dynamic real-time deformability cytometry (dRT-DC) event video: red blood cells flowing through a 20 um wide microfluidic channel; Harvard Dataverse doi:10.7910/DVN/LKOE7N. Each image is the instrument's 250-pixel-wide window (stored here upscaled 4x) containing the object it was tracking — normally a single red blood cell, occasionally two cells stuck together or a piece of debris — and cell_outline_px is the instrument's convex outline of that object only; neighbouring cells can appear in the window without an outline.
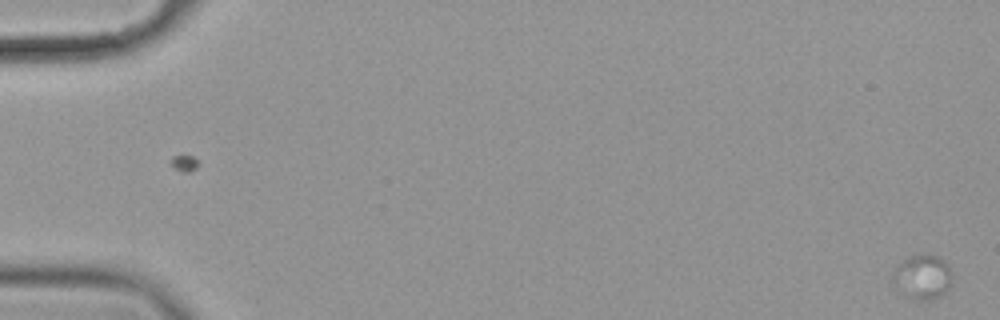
{"species": "common noctule bat (a hibernating species)", "species_latin": "Nyctalus noctula", "temperature_condition": "cold", "stored_images_in_passage": 9, "camera_frame_rate_fps": 3000, "um_per_image_px": 0.085, "animal": {"sex": "female", "body_mass_g": 19.9}, "frame": {"image": 1, "passage_image": 1, "time_ms": 0.0, "image_size_px": [1000, 320], "cell_outline_px": [[952, 276], [948, 288], [940, 296], [928, 300], [912, 300], [904, 296], [892, 280], [892, 276], [896, 268], [904, 260], [912, 256], [936, 256], [944, 260], [948, 264], [952, 272]], "centroid_in_image_um": [78.42, 23.58], "position_along_channel_um": 6.6, "area_um2": 15.09}}